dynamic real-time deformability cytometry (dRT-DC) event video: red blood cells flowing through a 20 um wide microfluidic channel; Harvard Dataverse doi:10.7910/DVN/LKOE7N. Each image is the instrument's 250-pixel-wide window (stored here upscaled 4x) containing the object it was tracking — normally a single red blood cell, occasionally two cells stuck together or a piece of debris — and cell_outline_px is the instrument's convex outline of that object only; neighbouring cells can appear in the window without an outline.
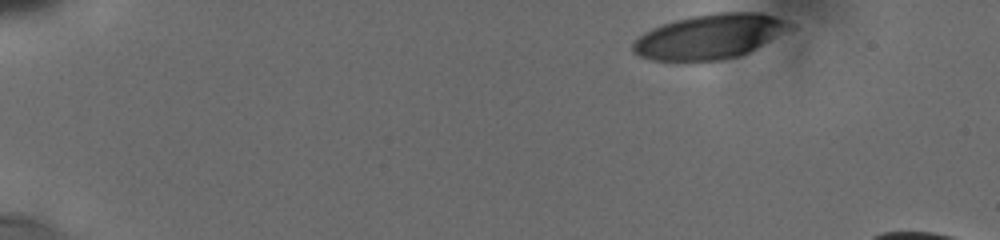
{"species": "human", "species_latin": "Homo sapiens", "temperature_condition": "cold", "stored_images_in_passage": 24, "camera_frame_rate_fps": 3000, "um_per_image_px": 0.085, "donor": {"sex": "male"}, "frame": {"image": 1, "passage_image": 1, "time_ms": 0.0, "image_size_px": [1000, 240], "cell_outline_px": [[792, 28], [748, 52], [740, 56], [724, 60], [676, 64], [652, 60], [640, 56], [632, 52], [632, 44], [644, 32], [652, 28], [676, 20], [692, 16], [720, 12], [760, 12], [772, 16], [788, 24]], "centroid_in_image_um": [60.21, 3.17], "position_along_channel_um": 24.8, "area_um2": 41.1}}
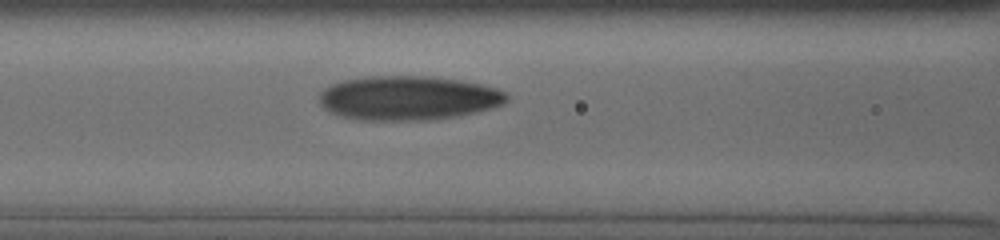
{"frame": {"image": 2, "passage_image": 18, "time_ms": 6.0, "image_size_px": [1000, 240], "cell_outline_px": [[508, 100], [500, 104], [488, 108], [460, 116], [428, 120], [360, 120], [340, 116], [324, 108], [320, 104], [320, 92], [324, 88], [332, 84], [344, 80], [368, 76], [432, 76], [480, 84], [496, 88], [504, 92], [508, 96]], "centroid_in_image_um": [34.66, 8.33], "position_along_channel_um": 131.9, "area_um2": 48.09}}
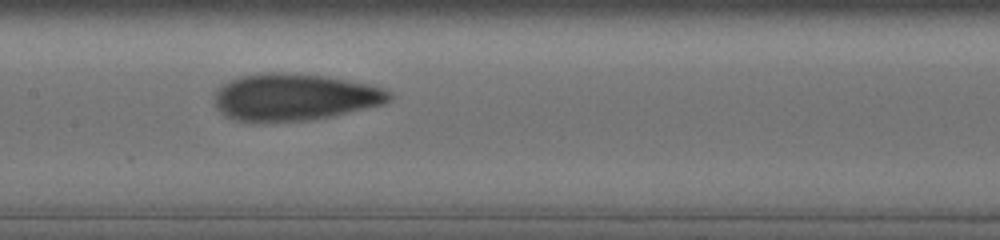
{"frame": {"image": 3, "passage_image": 23, "time_ms": 7.333, "image_size_px": [1000, 240], "cell_outline_px": [[392, 96], [384, 104], [332, 116], [308, 120], [252, 124], [236, 120], [224, 116], [216, 108], [216, 92], [224, 84], [240, 76], [264, 72], [276, 72], [324, 76], [372, 84], [384, 88], [392, 92]], "centroid_in_image_um": [25.02, 8.28], "position_along_channel_um": 182.4, "area_um2": 48.26}}